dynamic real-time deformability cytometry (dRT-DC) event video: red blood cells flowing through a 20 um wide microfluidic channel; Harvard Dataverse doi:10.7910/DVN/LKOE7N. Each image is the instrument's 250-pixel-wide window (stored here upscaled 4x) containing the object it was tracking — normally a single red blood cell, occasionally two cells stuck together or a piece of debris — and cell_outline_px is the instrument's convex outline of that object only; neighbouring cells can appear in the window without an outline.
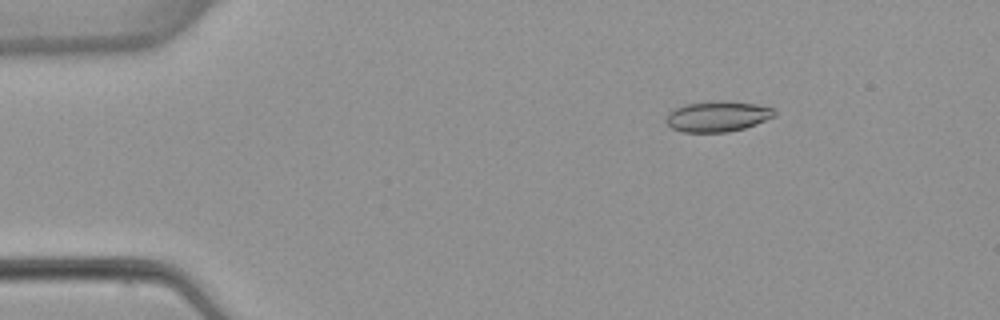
{"species": "common noctule bat (a hibernating species)", "species_latin": "Nyctalus noctula", "temperature_condition": "warm", "stored_images_in_passage": 4, "camera_frame_rate_fps": 3000, "um_per_image_px": 0.085, "animal": {"sex": "female", "body_mass_g": 22.7, "forearm_length_mm": 54.2}, "frame": {"image": 1, "passage_image": 2, "time_ms": 2.0, "image_size_px": [1000, 320], "cell_outline_px": [[776, 112], [772, 116], [756, 124], [744, 128], [728, 132], [684, 132], [672, 128], [664, 120], [668, 112], [684, 104], [716, 100], [728, 100], [756, 104], [772, 108]], "centroid_in_image_um": [60.95, 9.88], "position_along_channel_um": 24.1, "area_um2": 19.36}}